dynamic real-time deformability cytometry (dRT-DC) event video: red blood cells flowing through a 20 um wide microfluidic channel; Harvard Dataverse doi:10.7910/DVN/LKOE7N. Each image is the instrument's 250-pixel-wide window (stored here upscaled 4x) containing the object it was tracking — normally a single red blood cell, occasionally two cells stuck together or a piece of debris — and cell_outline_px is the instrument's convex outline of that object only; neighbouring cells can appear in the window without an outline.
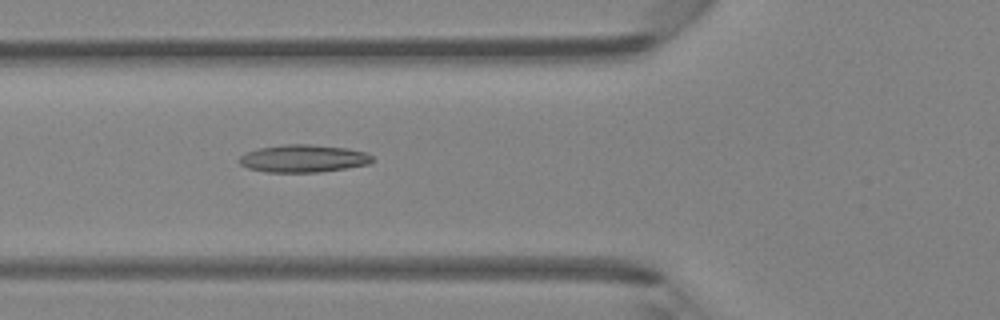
{"species": "Egyptian fruit bat (a non-hibernating species)", "species_latin": "Rousettus aegyptiacus", "temperature_condition": "room temperature", "stored_images_in_passage": 42, "camera_frame_rate_fps": 3000, "um_per_image_px": 0.085, "animal": {"sex": "female"}, "frame": {"image": 1, "passage_image": 13, "time_ms": 4.0, "image_size_px": [1000, 320], "cell_outline_px": [[376, 160], [372, 164], [348, 168], [320, 172], [268, 172], [248, 168], [240, 164], [240, 156], [244, 152], [260, 148], [284, 144], [308, 144], [348, 148], [364, 152], [372, 156]], "centroid_in_image_um": [25.83, 13.47], "position_along_channel_um": 100.0, "area_um2": 21.56}}
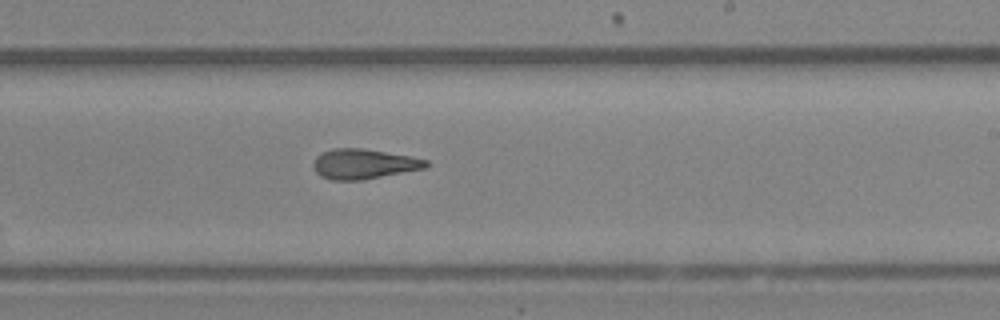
{"frame": {"image": 2, "passage_image": 24, "time_ms": 7.667, "image_size_px": [1000, 320], "cell_outline_px": [[428, 168], [360, 180], [332, 180], [320, 176], [316, 172], [312, 164], [316, 156], [332, 148], [360, 148], [412, 156], [428, 160]], "centroid_in_image_um": [30.93, 13.93], "position_along_channel_um": 258.1, "area_um2": 19.71}}
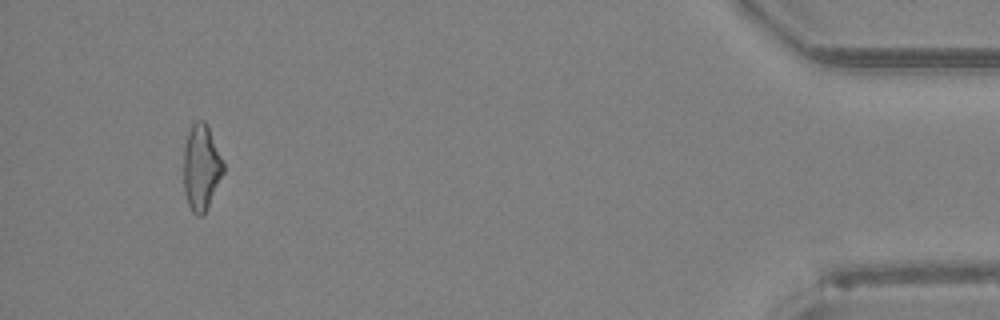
{"frame": {"image": 3, "passage_image": 40, "time_ms": 13.0, "image_size_px": [1000, 320], "cell_outline_px": [[224, 172], [208, 208], [204, 216], [196, 216], [192, 212], [188, 204], [184, 192], [184, 144], [188, 132], [192, 124], [196, 120], [204, 120], [224, 160]], "centroid_in_image_um": [17.11, 14.26], "position_along_channel_um": 418.1, "area_um2": 20.11}, "authors_computed_cell_mechanics": {"area_um2": 19.9699, "velocity_mm_per_s": 4.3308, "shape_relaxation_time_tau1_ms": null, "shape_relaxation_time_tau2_ms": 2.2982, "deformation_change_tau1": null, "deformation_change_tau2": 0.1156}}